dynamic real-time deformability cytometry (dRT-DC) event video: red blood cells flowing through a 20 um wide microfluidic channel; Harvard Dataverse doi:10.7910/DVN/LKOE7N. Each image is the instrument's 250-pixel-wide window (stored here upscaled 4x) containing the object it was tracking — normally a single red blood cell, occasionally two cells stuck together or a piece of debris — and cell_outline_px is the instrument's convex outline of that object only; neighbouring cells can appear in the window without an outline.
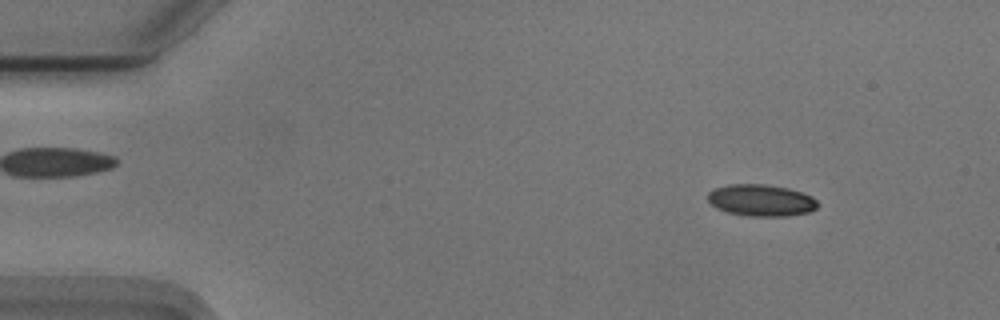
{"species": "Egyptian fruit bat (a non-hibernating species)", "species_latin": "Rousettus aegyptiacus", "temperature_condition": "cold", "stored_images_in_passage": 54, "camera_frame_rate_fps": 3000, "um_per_image_px": 0.085, "animal": {"sex": "male"}, "frame": {"image": 1, "passage_image": 6, "time_ms": 1.667, "image_size_px": [1000, 320], "cell_outline_px": [[820, 204], [816, 208], [808, 212], [788, 216], [748, 216], [728, 212], [716, 208], [708, 200], [708, 192], [716, 188], [728, 184], [764, 184], [788, 188], [812, 196]], "centroid_in_image_um": [64.7, 17.02], "position_along_channel_um": 20.3, "area_um2": 20.29}}
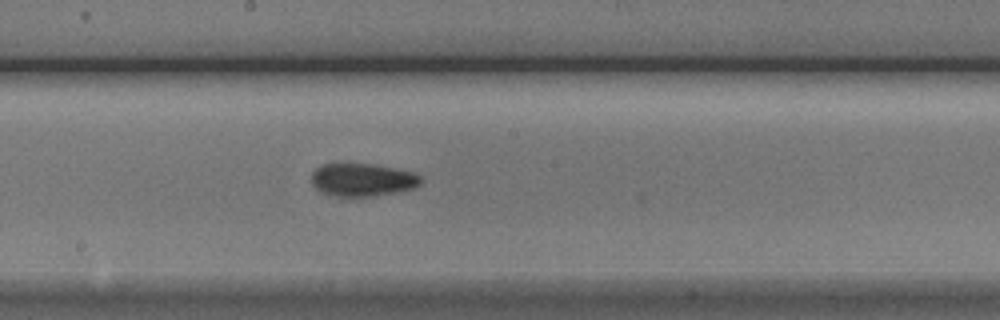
{"frame": {"image": 2, "passage_image": 29, "time_ms": 9.333, "image_size_px": [1000, 320], "cell_outline_px": [[424, 180], [420, 184], [412, 188], [400, 192], [372, 196], [336, 196], [324, 192], [316, 188], [312, 184], [312, 172], [316, 168], [324, 164], [372, 164], [412, 172], [420, 176]], "centroid_in_image_um": [30.83, 15.29], "position_along_channel_um": 217.4, "area_um2": 20.75}}
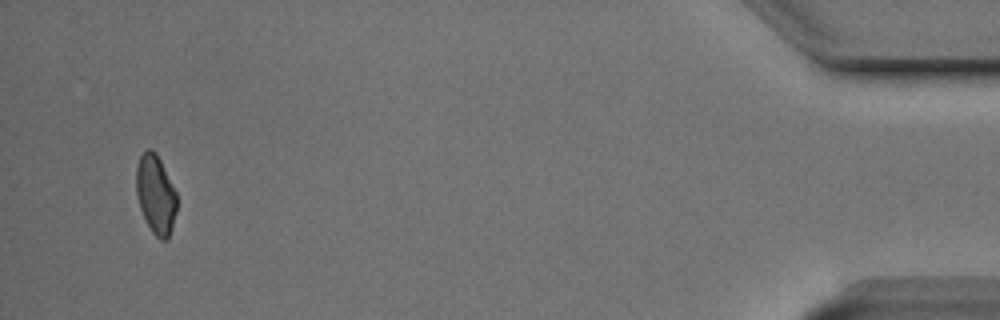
{"frame": {"image": 3, "passage_image": 52, "time_ms": 17.0, "image_size_px": [1000, 320], "cell_outline_px": [[176, 212], [172, 228], [168, 240], [160, 240], [152, 232], [140, 208], [136, 192], [136, 168], [140, 156], [148, 148], [152, 148], [156, 152], [176, 192]], "centroid_in_image_um": [13.23, 16.53], "position_along_channel_um": 422.0, "area_um2": 18.55}, "authors_computed_cell_mechanics": {"area_um2": 19.9699, "velocity_mm_per_s": 3.727, "shape_relaxation_time_tau1_ms": 4.3667, "shape_relaxation_time_tau2_ms": 4.9228, "deformation_change_tau1": 0.1048, "deformation_change_tau2": 0.087}}